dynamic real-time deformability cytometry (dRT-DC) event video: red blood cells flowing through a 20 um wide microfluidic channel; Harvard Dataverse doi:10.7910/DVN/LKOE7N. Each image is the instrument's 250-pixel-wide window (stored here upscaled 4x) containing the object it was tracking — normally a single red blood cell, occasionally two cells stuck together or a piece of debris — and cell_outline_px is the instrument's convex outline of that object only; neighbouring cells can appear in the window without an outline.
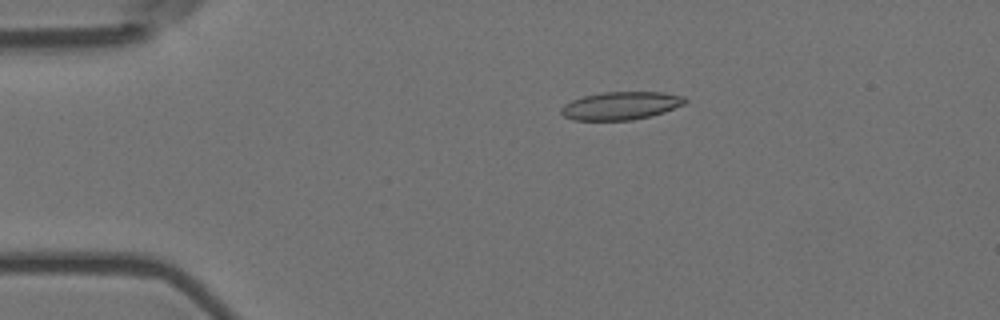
{"species": "Egyptian fruit bat (a non-hibernating species)", "species_latin": "Rousettus aegyptiacus", "temperature_condition": "room temperature", "stored_images_in_passage": 3, "camera_frame_rate_fps": 3000, "um_per_image_px": 0.085, "animal": {"sex": "female"}, "frame": {"image": 1, "passage_image": 1, "time_ms": 0.0, "image_size_px": [1000, 320], "cell_outline_px": [[688, 100], [684, 104], [664, 112], [652, 116], [632, 120], [572, 120], [564, 116], [560, 112], [560, 108], [564, 104], [572, 100], [584, 96], [604, 92], [664, 92], [684, 96]], "centroid_in_image_um": [52.78, 8.99], "position_along_channel_um": 32.2, "area_um2": 20.29}}
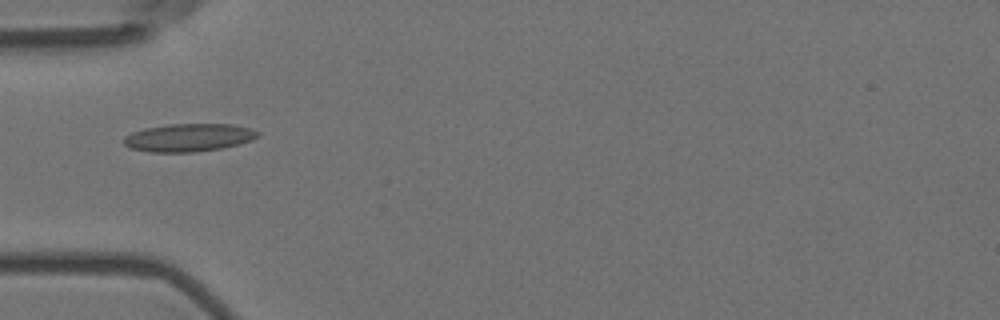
{"frame": {"image": 2, "passage_image": 3, "time_ms": 0.667, "image_size_px": [1000, 320], "cell_outline_px": [[260, 136], [252, 140], [240, 144], [224, 148], [196, 152], [148, 152], [132, 148], [124, 144], [124, 136], [132, 132], [144, 128], [168, 124], [232, 124], [252, 128], [260, 132]], "centroid_in_image_um": [16.09, 11.69], "position_along_channel_um": 68.9, "area_um2": 22.08}}